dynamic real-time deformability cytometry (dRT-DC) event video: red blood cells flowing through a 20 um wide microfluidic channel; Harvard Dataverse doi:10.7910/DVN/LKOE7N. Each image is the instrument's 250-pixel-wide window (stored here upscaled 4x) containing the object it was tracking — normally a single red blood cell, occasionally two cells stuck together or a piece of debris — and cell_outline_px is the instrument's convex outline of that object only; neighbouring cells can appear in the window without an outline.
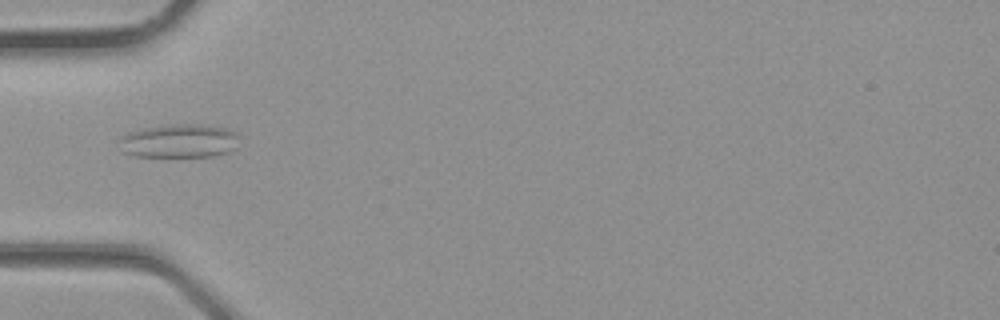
{"species": "common noctule bat (a hibernating species)", "species_latin": "Nyctalus noctula", "temperature_condition": "room temperature", "stored_images_in_passage": 24, "camera_frame_rate_fps": 3000, "um_per_image_px": 0.085, "animal": {"sex": "male", "body_mass_g": 23.1, "forearm_length_mm": 52.7}, "frame": {"image": 1, "passage_image": 1, "time_ms": 0.0, "image_size_px": [1000, 320], "cell_outline_px": [[240, 136], [236, 148], [228, 152], [212, 156], [136, 156], [124, 152], [120, 140], [120, 136], [128, 132], [144, 128], [172, 124], [200, 124], [224, 128], [236, 132]], "centroid_in_image_um": [15.27, 11.97], "position_along_channel_um": 69.7, "area_um2": 23.47}}
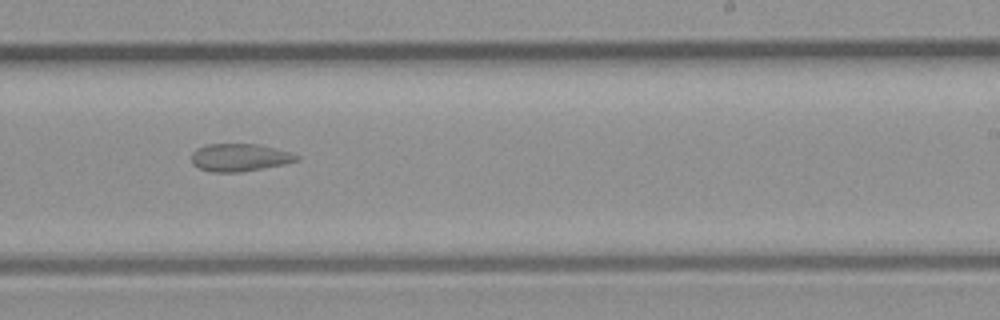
{"frame": {"image": 2, "passage_image": 11, "time_ms": 3.333, "image_size_px": [1000, 320], "cell_outline_px": [[300, 160], [284, 164], [264, 168], [240, 172], [212, 172], [200, 168], [192, 164], [192, 152], [196, 148], [208, 144], [256, 144], [288, 152], [300, 156]], "centroid_in_image_um": [20.35, 13.39], "position_along_channel_um": 268.7, "area_um2": 16.82}}
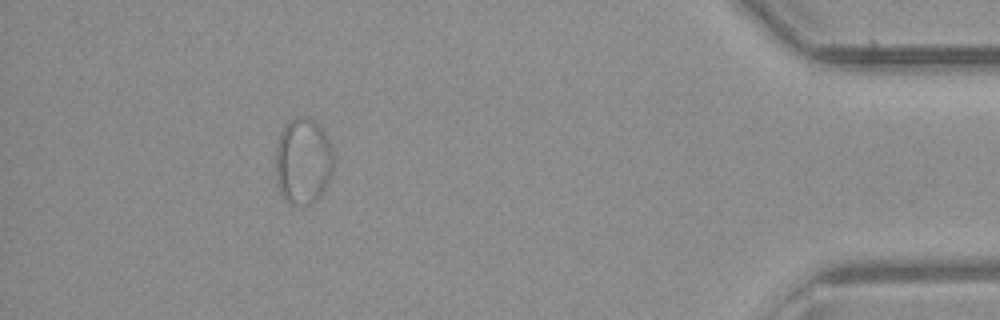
{"frame": {"image": 3, "passage_image": 21, "time_ms": 6.667, "image_size_px": [1000, 320], "cell_outline_px": [[332, 172], [320, 196], [312, 204], [292, 204], [280, 192], [276, 184], [276, 144], [280, 132], [284, 124], [296, 116], [308, 116], [324, 132], [332, 148]], "centroid_in_image_um": [25.73, 13.67], "position_along_channel_um": 409.5, "area_um2": 29.02}}